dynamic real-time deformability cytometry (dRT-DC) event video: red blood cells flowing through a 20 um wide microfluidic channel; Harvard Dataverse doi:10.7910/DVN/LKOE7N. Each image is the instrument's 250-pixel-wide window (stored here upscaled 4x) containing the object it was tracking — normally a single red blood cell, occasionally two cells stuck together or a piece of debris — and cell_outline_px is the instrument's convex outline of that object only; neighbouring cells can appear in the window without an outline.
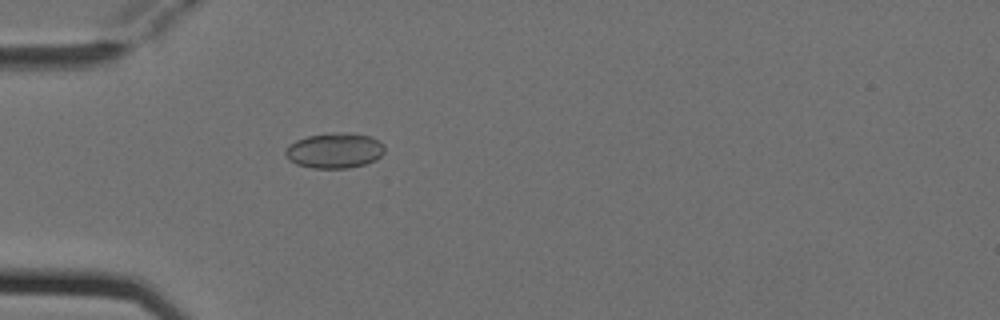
{"species": "Egyptian fruit bat (a non-hibernating species)", "species_latin": "Rousettus aegyptiacus", "temperature_condition": "cold", "stored_images_in_passage": 1, "camera_frame_rate_fps": 3000, "um_per_image_px": 0.085, "animal": {"sex": "female"}, "frame": {"image": 1, "passage_image": 1, "time_ms": 0.0, "image_size_px": [1000, 320], "cell_outline_px": [[384, 152], [376, 160], [364, 164], [348, 168], [312, 168], [296, 164], [288, 160], [284, 156], [284, 152], [288, 144], [296, 140], [308, 136], [332, 132], [352, 132], [368, 136], [380, 140], [384, 144]], "centroid_in_image_um": [28.42, 12.78], "position_along_channel_um": 56.6, "area_um2": 20.75}}